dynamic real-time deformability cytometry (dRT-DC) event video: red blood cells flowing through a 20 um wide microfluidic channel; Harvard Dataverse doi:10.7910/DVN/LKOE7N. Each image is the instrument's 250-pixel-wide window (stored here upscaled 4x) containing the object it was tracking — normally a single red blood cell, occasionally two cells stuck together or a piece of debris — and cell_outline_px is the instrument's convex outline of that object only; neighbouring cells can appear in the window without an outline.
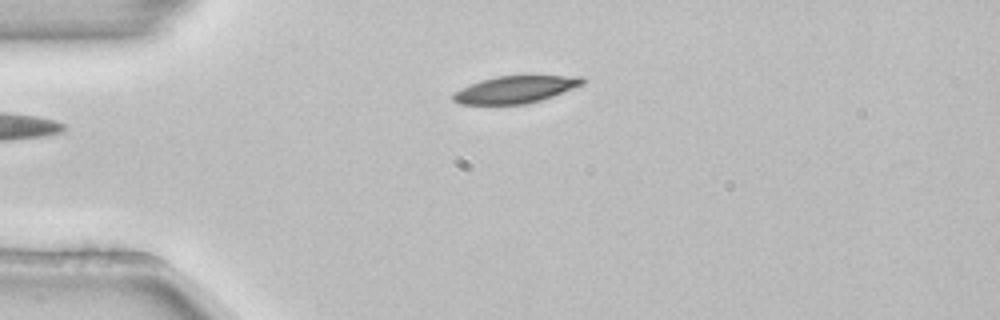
{"species": "common noctule bat (a hibernating species)", "species_latin": "Nyctalus noctula", "temperature_condition": "room temperature", "stored_images_in_passage": 3, "camera_frame_rate_fps": 3000, "um_per_image_px": 0.085, "animal": {"sex": "female", "body_mass_g": 22.7, "forearm_length_mm": 54.2}, "frame": {"image": 1, "passage_image": 3, "time_ms": 0.667, "image_size_px": [1000, 320], "cell_outline_px": [[584, 84], [552, 96], [540, 100], [524, 104], [460, 104], [452, 100], [452, 92], [460, 88], [480, 80], [496, 76], [584, 76]], "centroid_in_image_um": [43.76, 7.6], "position_along_channel_um": 41.2, "area_um2": 20.4}}